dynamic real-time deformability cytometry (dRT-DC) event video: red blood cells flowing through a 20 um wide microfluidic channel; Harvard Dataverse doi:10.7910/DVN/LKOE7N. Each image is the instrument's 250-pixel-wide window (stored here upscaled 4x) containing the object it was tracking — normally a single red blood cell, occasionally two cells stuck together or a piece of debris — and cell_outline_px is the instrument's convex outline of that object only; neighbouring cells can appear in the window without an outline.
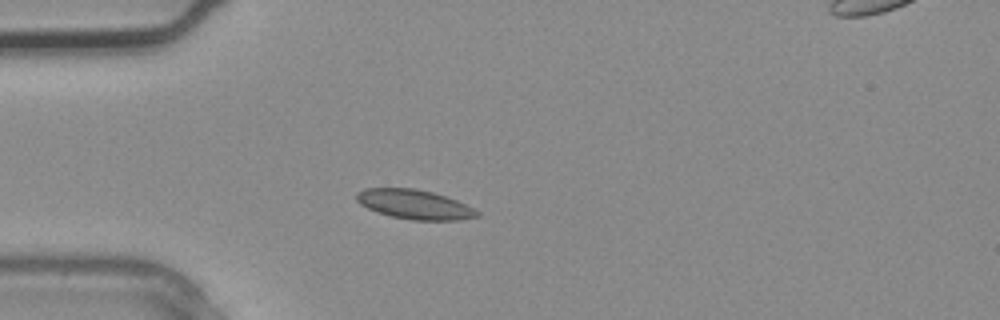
{"species": "common noctule bat (a hibernating species)", "species_latin": "Nyctalus noctula", "temperature_condition": "warm", "stored_images_in_passage": 3, "camera_frame_rate_fps": 3000, "um_per_image_px": 0.085, "animal": {"sex": "male", "body_mass_g": 20.4}, "frame": {"image": 1, "passage_image": 3, "time_ms": 0.667, "image_size_px": [1000, 320], "cell_outline_px": [[480, 216], [460, 220], [412, 220], [392, 216], [368, 208], [360, 204], [356, 200], [356, 192], [364, 188], [416, 188], [432, 192], [456, 200], [480, 212]], "centroid_in_image_um": [35.22, 17.37], "position_along_channel_um": 49.8, "area_um2": 20.52}}